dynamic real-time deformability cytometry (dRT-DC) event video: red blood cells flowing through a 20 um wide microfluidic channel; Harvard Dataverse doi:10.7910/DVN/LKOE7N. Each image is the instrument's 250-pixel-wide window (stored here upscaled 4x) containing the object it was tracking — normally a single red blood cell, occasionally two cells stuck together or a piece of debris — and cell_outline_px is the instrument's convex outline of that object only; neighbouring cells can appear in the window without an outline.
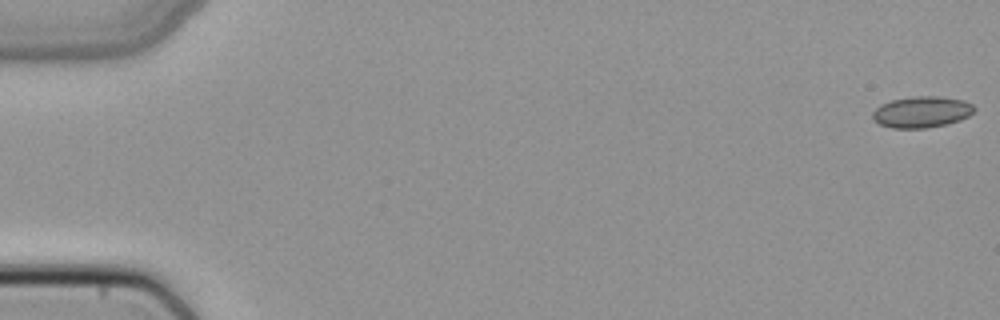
{"species": "common noctule bat (a hibernating species)", "species_latin": "Nyctalus noctula", "temperature_condition": "cold", "stored_images_in_passage": 51, "camera_frame_rate_fps": 3000, "um_per_image_px": 0.085, "animal": {"sex": "female", "body_mass_g": 22.7, "forearm_length_mm": 54.2}, "frame": {"image": 1, "passage_image": 1, "time_ms": 0.0, "image_size_px": [1000, 320], "cell_outline_px": [[976, 108], [968, 116], [960, 120], [948, 124], [928, 128], [892, 128], [880, 124], [872, 116], [872, 112], [880, 104], [892, 100], [916, 96], [940, 96], [964, 100], [972, 104]], "centroid_in_image_um": [78.36, 9.51], "position_along_channel_um": 6.6, "area_um2": 18.55}}
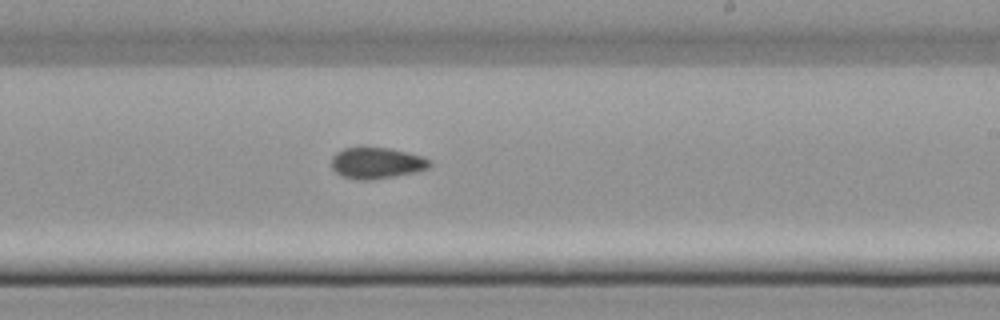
{"frame": {"image": 2, "passage_image": 31, "time_ms": 10.0, "image_size_px": [1000, 320], "cell_outline_px": [[432, 164], [428, 168], [420, 172], [372, 180], [356, 180], [340, 176], [332, 168], [332, 156], [336, 152], [344, 148], [388, 148], [420, 156], [432, 160]], "centroid_in_image_um": [32.02, 13.89], "position_along_channel_um": 257.0, "area_um2": 17.98}}
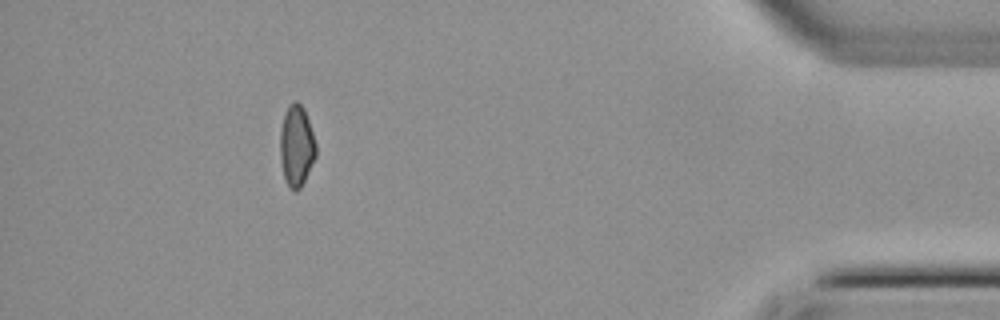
{"frame": {"image": 3, "passage_image": 46, "time_ms": 15.0, "image_size_px": [1000, 320], "cell_outline_px": [[316, 156], [300, 188], [296, 192], [288, 188], [284, 180], [280, 160], [280, 128], [284, 112], [288, 104], [292, 100], [296, 100], [304, 108], [316, 144]], "centroid_in_image_um": [25.17, 12.39], "position_along_channel_um": 410.0, "area_um2": 17.22}}